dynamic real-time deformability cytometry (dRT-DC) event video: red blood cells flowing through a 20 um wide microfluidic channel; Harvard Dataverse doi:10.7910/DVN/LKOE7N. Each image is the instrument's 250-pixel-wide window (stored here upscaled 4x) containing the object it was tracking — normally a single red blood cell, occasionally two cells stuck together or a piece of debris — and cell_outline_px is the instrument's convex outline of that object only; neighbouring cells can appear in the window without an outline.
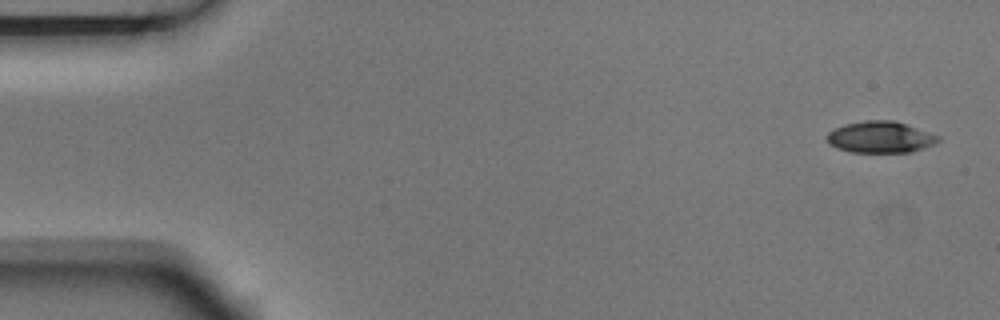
{"species": "Egyptian fruit bat (a non-hibernating species)", "species_latin": "Rousettus aegyptiacus", "temperature_condition": "room temperature", "stored_images_in_passage": 3, "camera_frame_rate_fps": 3000, "um_per_image_px": 0.085, "animal": {"sex": "male"}, "frame": {"image": 1, "passage_image": 1, "time_ms": 0.0, "image_size_px": [1000, 320], "cell_outline_px": [[940, 140], [936, 144], [912, 152], [852, 152], [836, 148], [828, 144], [824, 136], [832, 128], [844, 124], [864, 120], [896, 120], [940, 136]], "centroid_in_image_um": [74.8, 11.65], "position_along_channel_um": 10.2, "area_um2": 20.87}}